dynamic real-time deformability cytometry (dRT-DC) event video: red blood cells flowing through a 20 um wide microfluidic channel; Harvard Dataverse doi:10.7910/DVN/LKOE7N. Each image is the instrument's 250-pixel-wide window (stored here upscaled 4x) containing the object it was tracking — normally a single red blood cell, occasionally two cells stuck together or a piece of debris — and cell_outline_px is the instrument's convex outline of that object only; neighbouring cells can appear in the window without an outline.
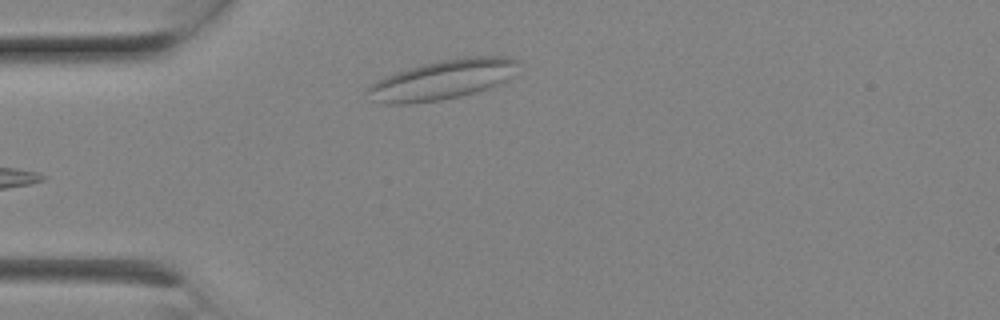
{"species": "Egyptian fruit bat (a non-hibernating species)", "species_latin": "Rousettus aegyptiacus", "temperature_condition": "room temperature", "stored_images_in_passage": 7, "camera_frame_rate_fps": 3000, "um_per_image_px": 0.085, "animal": {"sex": "female"}, "frame": {"image": 1, "passage_image": 7, "time_ms": 2.0, "image_size_px": [1000, 320], "cell_outline_px": [[516, 64], [508, 80], [504, 84], [460, 96], [440, 100], [408, 104], [384, 104], [372, 100], [368, 92], [368, 88], [376, 80], [384, 76], [408, 68], [424, 64], [444, 60], [468, 56], [508, 56], [516, 60]], "centroid_in_image_um": [37.6, 6.78], "position_along_channel_um": 47.4, "area_um2": 34.51}}